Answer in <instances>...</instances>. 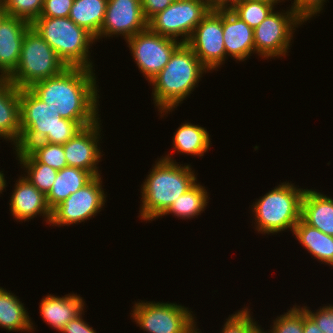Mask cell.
<instances>
[{
  "label": "cell",
  "mask_w": 333,
  "mask_h": 333,
  "mask_svg": "<svg viewBox=\"0 0 333 333\" xmlns=\"http://www.w3.org/2000/svg\"><path fill=\"white\" fill-rule=\"evenodd\" d=\"M93 69L67 67L61 74L34 83L29 89L57 109L61 118L99 121V91Z\"/></svg>",
  "instance_id": "obj_1"
},
{
  "label": "cell",
  "mask_w": 333,
  "mask_h": 333,
  "mask_svg": "<svg viewBox=\"0 0 333 333\" xmlns=\"http://www.w3.org/2000/svg\"><path fill=\"white\" fill-rule=\"evenodd\" d=\"M96 122L61 118L57 109L43 102L29 88H23L20 89L21 137L14 149L26 150L39 141L63 145Z\"/></svg>",
  "instance_id": "obj_2"
},
{
  "label": "cell",
  "mask_w": 333,
  "mask_h": 333,
  "mask_svg": "<svg viewBox=\"0 0 333 333\" xmlns=\"http://www.w3.org/2000/svg\"><path fill=\"white\" fill-rule=\"evenodd\" d=\"M171 154L155 162L141 186L140 219L153 221L162 217L173 202L197 182L191 165H179Z\"/></svg>",
  "instance_id": "obj_3"
},
{
  "label": "cell",
  "mask_w": 333,
  "mask_h": 333,
  "mask_svg": "<svg viewBox=\"0 0 333 333\" xmlns=\"http://www.w3.org/2000/svg\"><path fill=\"white\" fill-rule=\"evenodd\" d=\"M207 71L209 72L192 49L182 43L165 67L149 82L153 86V101L161 113L160 117L182 104L198 87L199 79Z\"/></svg>",
  "instance_id": "obj_4"
},
{
  "label": "cell",
  "mask_w": 333,
  "mask_h": 333,
  "mask_svg": "<svg viewBox=\"0 0 333 333\" xmlns=\"http://www.w3.org/2000/svg\"><path fill=\"white\" fill-rule=\"evenodd\" d=\"M31 26L53 48L67 67L93 69L90 51L95 37L69 17H38Z\"/></svg>",
  "instance_id": "obj_5"
},
{
  "label": "cell",
  "mask_w": 333,
  "mask_h": 333,
  "mask_svg": "<svg viewBox=\"0 0 333 333\" xmlns=\"http://www.w3.org/2000/svg\"><path fill=\"white\" fill-rule=\"evenodd\" d=\"M283 182L267 192L251 206L256 231L277 234L290 229L301 219V201L305 189Z\"/></svg>",
  "instance_id": "obj_6"
},
{
  "label": "cell",
  "mask_w": 333,
  "mask_h": 333,
  "mask_svg": "<svg viewBox=\"0 0 333 333\" xmlns=\"http://www.w3.org/2000/svg\"><path fill=\"white\" fill-rule=\"evenodd\" d=\"M66 68L53 48L30 26L22 41L19 63L7 79L19 89L29 88L61 74Z\"/></svg>",
  "instance_id": "obj_7"
},
{
  "label": "cell",
  "mask_w": 333,
  "mask_h": 333,
  "mask_svg": "<svg viewBox=\"0 0 333 333\" xmlns=\"http://www.w3.org/2000/svg\"><path fill=\"white\" fill-rule=\"evenodd\" d=\"M131 317L148 333H188L195 326L193 312L177 303L139 301Z\"/></svg>",
  "instance_id": "obj_8"
},
{
  "label": "cell",
  "mask_w": 333,
  "mask_h": 333,
  "mask_svg": "<svg viewBox=\"0 0 333 333\" xmlns=\"http://www.w3.org/2000/svg\"><path fill=\"white\" fill-rule=\"evenodd\" d=\"M205 0H175L148 21L157 34L187 43L196 26L209 13Z\"/></svg>",
  "instance_id": "obj_9"
},
{
  "label": "cell",
  "mask_w": 333,
  "mask_h": 333,
  "mask_svg": "<svg viewBox=\"0 0 333 333\" xmlns=\"http://www.w3.org/2000/svg\"><path fill=\"white\" fill-rule=\"evenodd\" d=\"M303 23L292 8L283 12L273 10L253 29L255 53L263 59L285 57L296 27Z\"/></svg>",
  "instance_id": "obj_10"
},
{
  "label": "cell",
  "mask_w": 333,
  "mask_h": 333,
  "mask_svg": "<svg viewBox=\"0 0 333 333\" xmlns=\"http://www.w3.org/2000/svg\"><path fill=\"white\" fill-rule=\"evenodd\" d=\"M102 187L101 175L95 176L83 188L78 189L52 209L50 224L69 226L95 217L106 203L107 195Z\"/></svg>",
  "instance_id": "obj_11"
},
{
  "label": "cell",
  "mask_w": 333,
  "mask_h": 333,
  "mask_svg": "<svg viewBox=\"0 0 333 333\" xmlns=\"http://www.w3.org/2000/svg\"><path fill=\"white\" fill-rule=\"evenodd\" d=\"M126 43L148 82L165 67L173 52L182 44L179 40L154 33L149 28L135 34Z\"/></svg>",
  "instance_id": "obj_12"
},
{
  "label": "cell",
  "mask_w": 333,
  "mask_h": 333,
  "mask_svg": "<svg viewBox=\"0 0 333 333\" xmlns=\"http://www.w3.org/2000/svg\"><path fill=\"white\" fill-rule=\"evenodd\" d=\"M209 72L226 60L223 39V10H210L186 43Z\"/></svg>",
  "instance_id": "obj_13"
},
{
  "label": "cell",
  "mask_w": 333,
  "mask_h": 333,
  "mask_svg": "<svg viewBox=\"0 0 333 333\" xmlns=\"http://www.w3.org/2000/svg\"><path fill=\"white\" fill-rule=\"evenodd\" d=\"M147 28L148 21L144 17L141 0H108L105 19L95 39L121 35L127 41Z\"/></svg>",
  "instance_id": "obj_14"
},
{
  "label": "cell",
  "mask_w": 333,
  "mask_h": 333,
  "mask_svg": "<svg viewBox=\"0 0 333 333\" xmlns=\"http://www.w3.org/2000/svg\"><path fill=\"white\" fill-rule=\"evenodd\" d=\"M100 121L84 127L73 138L63 144L67 166L89 171L94 177L101 175L97 167L102 157V152L98 147L101 139Z\"/></svg>",
  "instance_id": "obj_15"
},
{
  "label": "cell",
  "mask_w": 333,
  "mask_h": 333,
  "mask_svg": "<svg viewBox=\"0 0 333 333\" xmlns=\"http://www.w3.org/2000/svg\"><path fill=\"white\" fill-rule=\"evenodd\" d=\"M14 186L9 205L15 220L25 222L39 215L50 225L52 210L47 204L46 195L23 175L16 180Z\"/></svg>",
  "instance_id": "obj_16"
},
{
  "label": "cell",
  "mask_w": 333,
  "mask_h": 333,
  "mask_svg": "<svg viewBox=\"0 0 333 333\" xmlns=\"http://www.w3.org/2000/svg\"><path fill=\"white\" fill-rule=\"evenodd\" d=\"M31 26L23 19L7 16L0 25V77L7 78L17 67L25 32Z\"/></svg>",
  "instance_id": "obj_17"
},
{
  "label": "cell",
  "mask_w": 333,
  "mask_h": 333,
  "mask_svg": "<svg viewBox=\"0 0 333 333\" xmlns=\"http://www.w3.org/2000/svg\"><path fill=\"white\" fill-rule=\"evenodd\" d=\"M223 39L226 56L245 61L255 53L253 28L231 10H223Z\"/></svg>",
  "instance_id": "obj_18"
},
{
  "label": "cell",
  "mask_w": 333,
  "mask_h": 333,
  "mask_svg": "<svg viewBox=\"0 0 333 333\" xmlns=\"http://www.w3.org/2000/svg\"><path fill=\"white\" fill-rule=\"evenodd\" d=\"M20 137V89L0 77V138L13 142L16 147Z\"/></svg>",
  "instance_id": "obj_19"
},
{
  "label": "cell",
  "mask_w": 333,
  "mask_h": 333,
  "mask_svg": "<svg viewBox=\"0 0 333 333\" xmlns=\"http://www.w3.org/2000/svg\"><path fill=\"white\" fill-rule=\"evenodd\" d=\"M83 300L80 295L74 293L62 297L49 294L41 300L39 311L43 321L60 332L70 320L83 311Z\"/></svg>",
  "instance_id": "obj_20"
},
{
  "label": "cell",
  "mask_w": 333,
  "mask_h": 333,
  "mask_svg": "<svg viewBox=\"0 0 333 333\" xmlns=\"http://www.w3.org/2000/svg\"><path fill=\"white\" fill-rule=\"evenodd\" d=\"M301 219L311 227L333 236V199L313 189H305Z\"/></svg>",
  "instance_id": "obj_21"
},
{
  "label": "cell",
  "mask_w": 333,
  "mask_h": 333,
  "mask_svg": "<svg viewBox=\"0 0 333 333\" xmlns=\"http://www.w3.org/2000/svg\"><path fill=\"white\" fill-rule=\"evenodd\" d=\"M293 235L315 259L333 267V236L311 227L302 219L295 225Z\"/></svg>",
  "instance_id": "obj_22"
},
{
  "label": "cell",
  "mask_w": 333,
  "mask_h": 333,
  "mask_svg": "<svg viewBox=\"0 0 333 333\" xmlns=\"http://www.w3.org/2000/svg\"><path fill=\"white\" fill-rule=\"evenodd\" d=\"M94 176L89 172L77 167H65L58 171L57 177L49 193L46 195L48 206L51 210L67 199L78 189L88 184Z\"/></svg>",
  "instance_id": "obj_23"
},
{
  "label": "cell",
  "mask_w": 333,
  "mask_h": 333,
  "mask_svg": "<svg viewBox=\"0 0 333 333\" xmlns=\"http://www.w3.org/2000/svg\"><path fill=\"white\" fill-rule=\"evenodd\" d=\"M34 324L24 304L9 290L0 287V327L8 331H34Z\"/></svg>",
  "instance_id": "obj_24"
},
{
  "label": "cell",
  "mask_w": 333,
  "mask_h": 333,
  "mask_svg": "<svg viewBox=\"0 0 333 333\" xmlns=\"http://www.w3.org/2000/svg\"><path fill=\"white\" fill-rule=\"evenodd\" d=\"M173 149L176 153L204 156L210 149V136L206 128L185 122L174 132Z\"/></svg>",
  "instance_id": "obj_25"
},
{
  "label": "cell",
  "mask_w": 333,
  "mask_h": 333,
  "mask_svg": "<svg viewBox=\"0 0 333 333\" xmlns=\"http://www.w3.org/2000/svg\"><path fill=\"white\" fill-rule=\"evenodd\" d=\"M107 1L74 0L69 18L96 38L105 19Z\"/></svg>",
  "instance_id": "obj_26"
},
{
  "label": "cell",
  "mask_w": 333,
  "mask_h": 333,
  "mask_svg": "<svg viewBox=\"0 0 333 333\" xmlns=\"http://www.w3.org/2000/svg\"><path fill=\"white\" fill-rule=\"evenodd\" d=\"M208 192L201 184H195L186 193L177 198L168 210L162 215L177 216L179 219H191L198 216L207 206L209 200Z\"/></svg>",
  "instance_id": "obj_27"
},
{
  "label": "cell",
  "mask_w": 333,
  "mask_h": 333,
  "mask_svg": "<svg viewBox=\"0 0 333 333\" xmlns=\"http://www.w3.org/2000/svg\"><path fill=\"white\" fill-rule=\"evenodd\" d=\"M21 168H25L24 177L39 191L47 195L57 177L58 171L39 163L27 150H15ZM27 174V175H26Z\"/></svg>",
  "instance_id": "obj_28"
},
{
  "label": "cell",
  "mask_w": 333,
  "mask_h": 333,
  "mask_svg": "<svg viewBox=\"0 0 333 333\" xmlns=\"http://www.w3.org/2000/svg\"><path fill=\"white\" fill-rule=\"evenodd\" d=\"M275 4L258 0H239L230 10L251 28H256L273 10Z\"/></svg>",
  "instance_id": "obj_29"
},
{
  "label": "cell",
  "mask_w": 333,
  "mask_h": 333,
  "mask_svg": "<svg viewBox=\"0 0 333 333\" xmlns=\"http://www.w3.org/2000/svg\"><path fill=\"white\" fill-rule=\"evenodd\" d=\"M26 150L39 163L46 164L57 171L67 167L63 145L39 141L30 145Z\"/></svg>",
  "instance_id": "obj_30"
},
{
  "label": "cell",
  "mask_w": 333,
  "mask_h": 333,
  "mask_svg": "<svg viewBox=\"0 0 333 333\" xmlns=\"http://www.w3.org/2000/svg\"><path fill=\"white\" fill-rule=\"evenodd\" d=\"M44 0H0L8 16L23 19L32 24L41 16Z\"/></svg>",
  "instance_id": "obj_31"
},
{
  "label": "cell",
  "mask_w": 333,
  "mask_h": 333,
  "mask_svg": "<svg viewBox=\"0 0 333 333\" xmlns=\"http://www.w3.org/2000/svg\"><path fill=\"white\" fill-rule=\"evenodd\" d=\"M278 317V318H277ZM269 333H303V308L296 304L286 313L277 316Z\"/></svg>",
  "instance_id": "obj_32"
},
{
  "label": "cell",
  "mask_w": 333,
  "mask_h": 333,
  "mask_svg": "<svg viewBox=\"0 0 333 333\" xmlns=\"http://www.w3.org/2000/svg\"><path fill=\"white\" fill-rule=\"evenodd\" d=\"M248 307L229 315L220 333H251L258 325Z\"/></svg>",
  "instance_id": "obj_33"
},
{
  "label": "cell",
  "mask_w": 333,
  "mask_h": 333,
  "mask_svg": "<svg viewBox=\"0 0 333 333\" xmlns=\"http://www.w3.org/2000/svg\"><path fill=\"white\" fill-rule=\"evenodd\" d=\"M326 0H294L291 8L304 21L311 20L324 8Z\"/></svg>",
  "instance_id": "obj_34"
},
{
  "label": "cell",
  "mask_w": 333,
  "mask_h": 333,
  "mask_svg": "<svg viewBox=\"0 0 333 333\" xmlns=\"http://www.w3.org/2000/svg\"><path fill=\"white\" fill-rule=\"evenodd\" d=\"M302 308L315 321L323 333H333V305L329 304L320 307L316 312L311 311L307 306Z\"/></svg>",
  "instance_id": "obj_35"
},
{
  "label": "cell",
  "mask_w": 333,
  "mask_h": 333,
  "mask_svg": "<svg viewBox=\"0 0 333 333\" xmlns=\"http://www.w3.org/2000/svg\"><path fill=\"white\" fill-rule=\"evenodd\" d=\"M74 0H44L40 17H69Z\"/></svg>",
  "instance_id": "obj_36"
},
{
  "label": "cell",
  "mask_w": 333,
  "mask_h": 333,
  "mask_svg": "<svg viewBox=\"0 0 333 333\" xmlns=\"http://www.w3.org/2000/svg\"><path fill=\"white\" fill-rule=\"evenodd\" d=\"M175 0H141L144 17L149 21L157 13L165 10Z\"/></svg>",
  "instance_id": "obj_37"
},
{
  "label": "cell",
  "mask_w": 333,
  "mask_h": 333,
  "mask_svg": "<svg viewBox=\"0 0 333 333\" xmlns=\"http://www.w3.org/2000/svg\"><path fill=\"white\" fill-rule=\"evenodd\" d=\"M84 310L76 316L73 320H70L64 328L60 331L61 333H96L93 327H90L83 319Z\"/></svg>",
  "instance_id": "obj_38"
},
{
  "label": "cell",
  "mask_w": 333,
  "mask_h": 333,
  "mask_svg": "<svg viewBox=\"0 0 333 333\" xmlns=\"http://www.w3.org/2000/svg\"><path fill=\"white\" fill-rule=\"evenodd\" d=\"M210 10H230L239 0H205Z\"/></svg>",
  "instance_id": "obj_39"
},
{
  "label": "cell",
  "mask_w": 333,
  "mask_h": 333,
  "mask_svg": "<svg viewBox=\"0 0 333 333\" xmlns=\"http://www.w3.org/2000/svg\"><path fill=\"white\" fill-rule=\"evenodd\" d=\"M303 333H323L315 321L303 309Z\"/></svg>",
  "instance_id": "obj_40"
},
{
  "label": "cell",
  "mask_w": 333,
  "mask_h": 333,
  "mask_svg": "<svg viewBox=\"0 0 333 333\" xmlns=\"http://www.w3.org/2000/svg\"><path fill=\"white\" fill-rule=\"evenodd\" d=\"M3 171H0V194H2V191L4 189H6L5 187L7 186L6 185V180H5V176L4 174L2 173Z\"/></svg>",
  "instance_id": "obj_41"
},
{
  "label": "cell",
  "mask_w": 333,
  "mask_h": 333,
  "mask_svg": "<svg viewBox=\"0 0 333 333\" xmlns=\"http://www.w3.org/2000/svg\"><path fill=\"white\" fill-rule=\"evenodd\" d=\"M8 16V13L5 11L3 6L0 4V25L2 21Z\"/></svg>",
  "instance_id": "obj_42"
},
{
  "label": "cell",
  "mask_w": 333,
  "mask_h": 333,
  "mask_svg": "<svg viewBox=\"0 0 333 333\" xmlns=\"http://www.w3.org/2000/svg\"><path fill=\"white\" fill-rule=\"evenodd\" d=\"M251 333H269V332H265L264 329L258 325Z\"/></svg>",
  "instance_id": "obj_43"
},
{
  "label": "cell",
  "mask_w": 333,
  "mask_h": 333,
  "mask_svg": "<svg viewBox=\"0 0 333 333\" xmlns=\"http://www.w3.org/2000/svg\"><path fill=\"white\" fill-rule=\"evenodd\" d=\"M258 1H265V2L277 5L278 3H280V2H282L284 0H258Z\"/></svg>",
  "instance_id": "obj_44"
},
{
  "label": "cell",
  "mask_w": 333,
  "mask_h": 333,
  "mask_svg": "<svg viewBox=\"0 0 333 333\" xmlns=\"http://www.w3.org/2000/svg\"><path fill=\"white\" fill-rule=\"evenodd\" d=\"M199 329L195 326L188 332V333H202L201 331H198Z\"/></svg>",
  "instance_id": "obj_45"
}]
</instances>
